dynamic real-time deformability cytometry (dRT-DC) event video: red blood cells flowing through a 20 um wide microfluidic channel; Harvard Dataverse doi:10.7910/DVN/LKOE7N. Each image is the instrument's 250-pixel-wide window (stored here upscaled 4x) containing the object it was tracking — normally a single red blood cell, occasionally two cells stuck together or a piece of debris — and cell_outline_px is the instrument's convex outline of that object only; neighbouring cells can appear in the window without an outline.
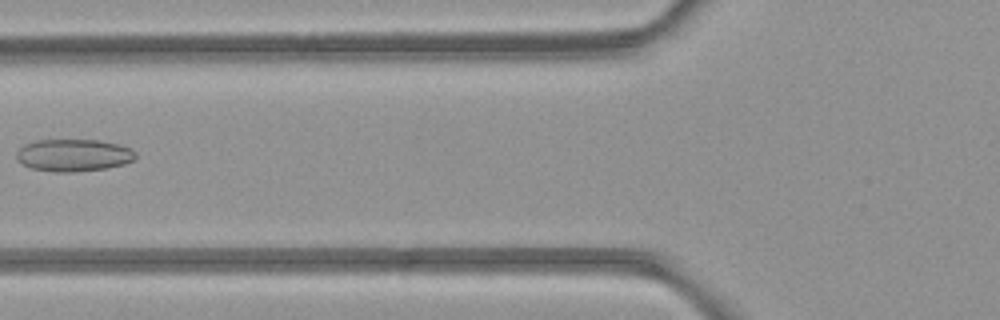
{"species": "common noctule bat (a hibernating species)", "species_latin": "Nyctalus noctula", "temperature_condition": "room temperature", "stored_images_in_passage": 6, "camera_frame_rate_fps": 3000, "um_per_image_px": 0.085, "animal": {"sex": "female", "body_mass_g": 21.9}, "frame": {"image": 1, "passage_image": 6, "time_ms": 5.667, "image_size_px": [1000, 320], "cell_outline_px": [[136, 160], [124, 164], [108, 168], [72, 172], [56, 172], [32, 168], [16, 160], [16, 152], [24, 144], [36, 140], [100, 140], [120, 144], [132, 148], [136, 152]], "centroid_in_image_um": [6.3, 13.19], "position_along_channel_um": 119.5, "area_um2": 22.66}}